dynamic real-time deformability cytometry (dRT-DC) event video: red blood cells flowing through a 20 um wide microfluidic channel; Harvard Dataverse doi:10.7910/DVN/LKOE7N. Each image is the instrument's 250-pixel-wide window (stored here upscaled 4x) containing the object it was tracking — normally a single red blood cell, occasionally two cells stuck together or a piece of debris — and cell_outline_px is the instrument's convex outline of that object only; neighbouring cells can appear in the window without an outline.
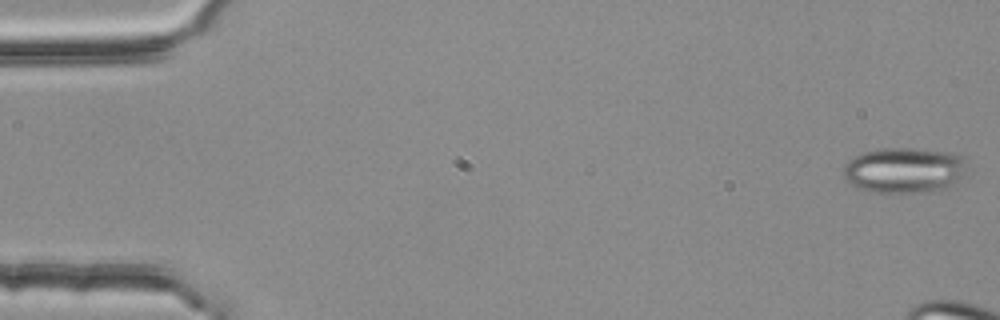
{"species": "common noctule bat (a hibernating species)", "species_latin": "Nyctalus noctula", "temperature_condition": "room temperature", "stored_images_in_passage": 10, "camera_frame_rate_fps": 3000, "um_per_image_px": 0.085, "animal": {"sex": "female", "body_mass_g": 25.1}, "frame": {"image": 1, "passage_image": 1, "time_ms": 0.0, "image_size_px": [1000, 320], "cell_outline_px": [[964, 172], [960, 176], [944, 188], [928, 192], [876, 192], [860, 188], [852, 184], [844, 176], [844, 164], [848, 160], [864, 152], [880, 148], [912, 148], [948, 152], [964, 156]], "centroid_in_image_um": [76.82, 14.45], "position_along_channel_um": 8.2, "area_um2": 32.19}}